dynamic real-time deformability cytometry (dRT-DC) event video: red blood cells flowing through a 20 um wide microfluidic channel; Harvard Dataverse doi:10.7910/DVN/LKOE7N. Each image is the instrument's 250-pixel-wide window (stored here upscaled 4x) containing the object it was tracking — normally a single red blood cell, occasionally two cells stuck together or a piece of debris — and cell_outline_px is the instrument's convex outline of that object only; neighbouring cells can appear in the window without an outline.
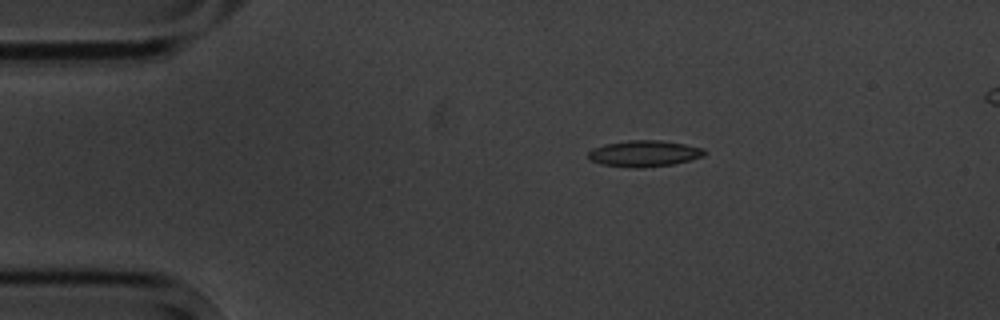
{"species": "common noctule bat (a hibernating species)", "species_latin": "Nyctalus noctula", "temperature_condition": "cold", "stored_images_in_passage": 9, "camera_frame_rate_fps": 3000, "um_per_image_px": 0.085, "animal": {"sex": "male", "body_mass_g": 20.1, "forearm_length_mm": 53.5}, "frame": {"image": 1, "passage_image": 1, "time_ms": 0.0, "image_size_px": [1000, 320], "cell_outline_px": [[708, 152], [704, 156], [692, 160], [672, 164], [644, 168], [628, 168], [600, 164], [588, 160], [588, 152], [592, 148], [604, 144], [628, 140], [660, 140], [684, 144], [704, 148]], "centroid_in_image_um": [54.75, 13.06], "position_along_channel_um": 30.3, "area_um2": 18.15}}
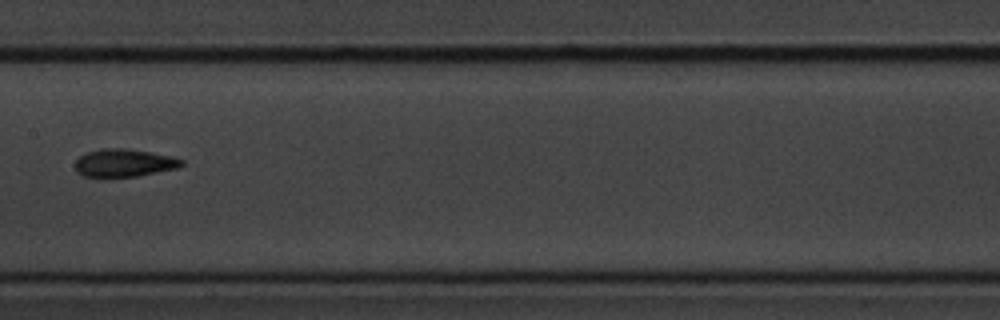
{"frame": {"image": 2, "passage_image": 6, "time_ms": 6.0, "image_size_px": [1000, 320], "cell_outline_px": [[184, 164], [180, 168], [136, 176], [100, 180], [84, 176], [76, 172], [76, 160], [80, 156], [88, 152], [104, 148], [124, 148], [172, 156], [184, 160]], "centroid_in_image_um": [10.52, 13.89], "position_along_channel_um": 196.9, "area_um2": 17.8}}
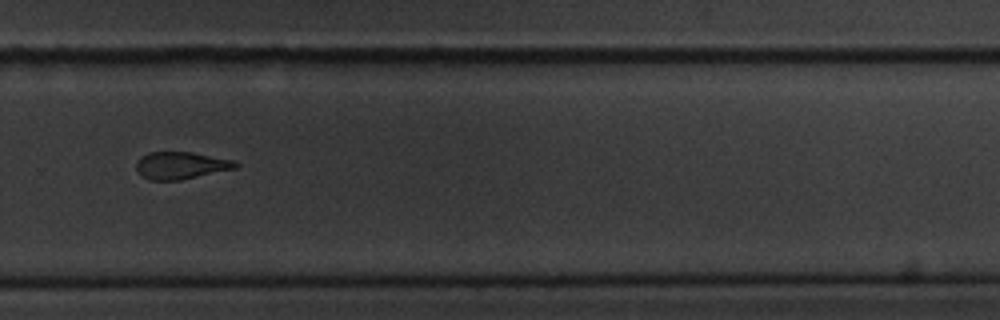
{"frame": {"image": 3, "passage_image": 9, "time_ms": 9.333, "image_size_px": [1000, 320], "cell_outline_px": [[240, 164], [236, 168], [180, 180], [148, 180], [140, 176], [136, 172], [136, 160], [148, 152], [192, 152], [232, 160]], "centroid_in_image_um": [15.31, 14.07], "position_along_channel_um": 314.5, "area_um2": 15.84}}